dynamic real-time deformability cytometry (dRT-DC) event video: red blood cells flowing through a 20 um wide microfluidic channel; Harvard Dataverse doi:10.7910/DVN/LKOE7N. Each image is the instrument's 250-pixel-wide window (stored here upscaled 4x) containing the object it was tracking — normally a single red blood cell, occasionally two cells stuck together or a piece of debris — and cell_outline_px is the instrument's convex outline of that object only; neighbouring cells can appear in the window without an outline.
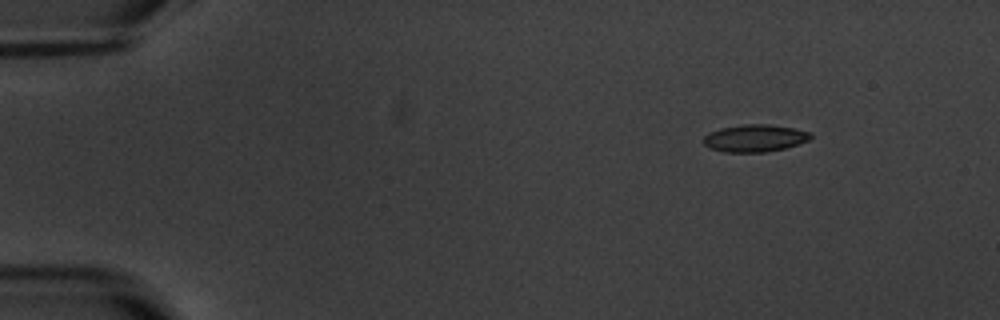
{"species": "common noctule bat (a hibernating species)", "species_latin": "Nyctalus noctula", "temperature_condition": "warm", "stored_images_in_passage": 6, "camera_frame_rate_fps": 3000, "um_per_image_px": 0.085, "animal": {"sex": "male", "body_mass_g": 20.1, "forearm_length_mm": 53.5}, "frame": {"image": 1, "passage_image": 3, "time_ms": 2.333, "image_size_px": [1000, 320], "cell_outline_px": [[812, 136], [808, 140], [784, 148], [764, 152], [724, 152], [708, 148], [704, 144], [704, 136], [708, 132], [720, 128], [744, 124], [768, 124], [792, 128], [812, 132]], "centroid_in_image_um": [64.12, 11.74], "position_along_channel_um": 20.9, "area_um2": 16.99}}
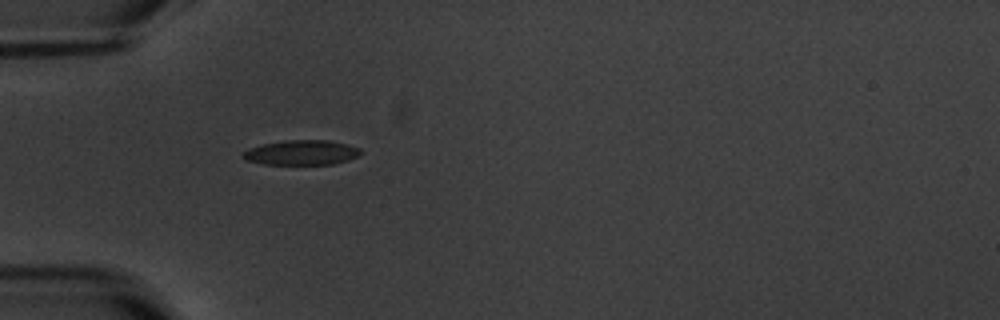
{"frame": {"image": 2, "passage_image": 6, "time_ms": 6.0, "image_size_px": [1000, 320], "cell_outline_px": [[360, 152], [356, 156], [348, 160], [332, 164], [264, 164], [244, 160], [240, 156], [248, 148], [264, 144], [288, 140], [328, 140], [348, 144], [360, 148]], "centroid_in_image_um": [25.6, 12.97], "position_along_channel_um": 59.4, "area_um2": 16.94}}